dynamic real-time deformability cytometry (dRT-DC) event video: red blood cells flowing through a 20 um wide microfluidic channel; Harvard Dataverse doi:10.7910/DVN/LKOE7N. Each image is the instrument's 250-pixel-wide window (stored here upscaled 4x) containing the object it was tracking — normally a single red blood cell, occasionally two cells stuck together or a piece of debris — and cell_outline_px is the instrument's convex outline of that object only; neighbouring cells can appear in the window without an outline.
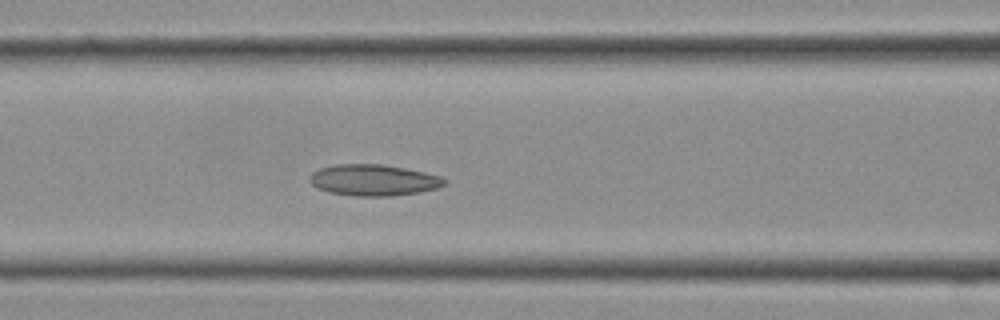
{"species": "Egyptian fruit bat (a non-hibernating species)", "species_latin": "Rousettus aegyptiacus", "temperature_condition": "cold", "stored_images_in_passage": 14, "camera_frame_rate_fps": 3000, "um_per_image_px": 0.085, "frame": {"image": 1, "passage_image": 12, "time_ms": 3.667, "image_size_px": [1000, 320], "cell_outline_px": [[448, 180], [444, 184], [436, 188], [420, 192], [388, 196], [356, 196], [328, 192], [316, 188], [308, 180], [308, 176], [312, 172], [320, 168], [332, 164], [380, 164], [404, 168], [424, 172], [440, 176]], "centroid_in_image_um": [31.7, 15.3], "position_along_channel_um": 134.9, "area_um2": 24.62}}
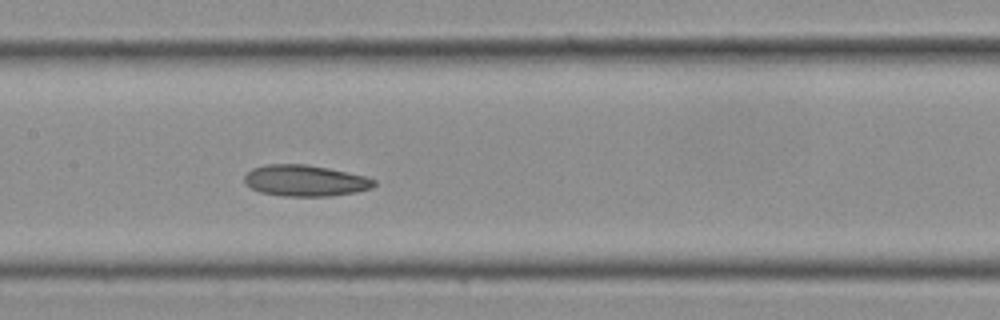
{"frame": {"image": 2, "passage_image": 14, "time_ms": 4.333, "image_size_px": [1000, 320], "cell_outline_px": [[376, 184], [372, 188], [356, 192], [332, 196], [284, 196], [260, 192], [252, 188], [244, 180], [244, 176], [252, 168], [268, 164], [308, 164], [328, 168], [364, 176], [376, 180]], "centroid_in_image_um": [25.95, 15.35], "position_along_channel_um": 181.4, "area_um2": 23.52}}